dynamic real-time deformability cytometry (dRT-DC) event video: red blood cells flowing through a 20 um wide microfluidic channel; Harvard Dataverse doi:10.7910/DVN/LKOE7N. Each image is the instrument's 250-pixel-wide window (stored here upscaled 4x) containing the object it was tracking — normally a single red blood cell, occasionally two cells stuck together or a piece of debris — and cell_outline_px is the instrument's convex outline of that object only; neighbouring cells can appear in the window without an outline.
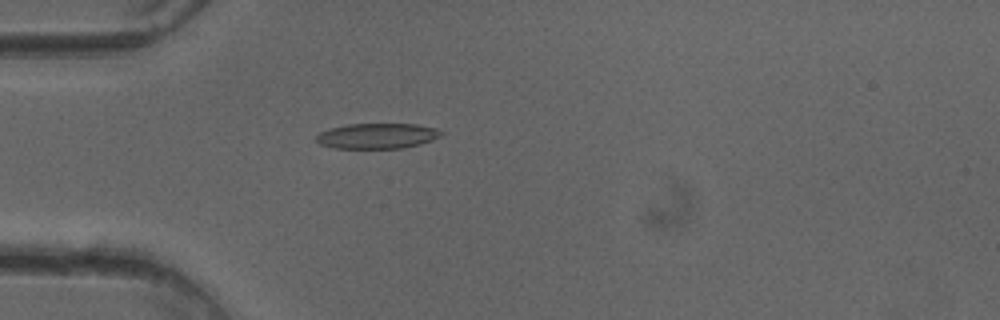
{"species": "common noctule bat (a hibernating species)", "species_latin": "Nyctalus noctula", "temperature_condition": "cold", "stored_images_in_passage": 41, "camera_frame_rate_fps": 3000, "um_per_image_px": 0.085, "animal": {"sex": "female"}, "frame": {"image": 1, "passage_image": 5, "time_ms": 1.333, "image_size_px": [1000, 320], "cell_outline_px": [[444, 132], [440, 136], [432, 140], [420, 144], [404, 148], [332, 148], [320, 144], [316, 140], [316, 136], [320, 132], [328, 128], [348, 124], [416, 124], [436, 128]], "centroid_in_image_um": [32.05, 11.55], "position_along_channel_um": 52.9, "area_um2": 18.55}}
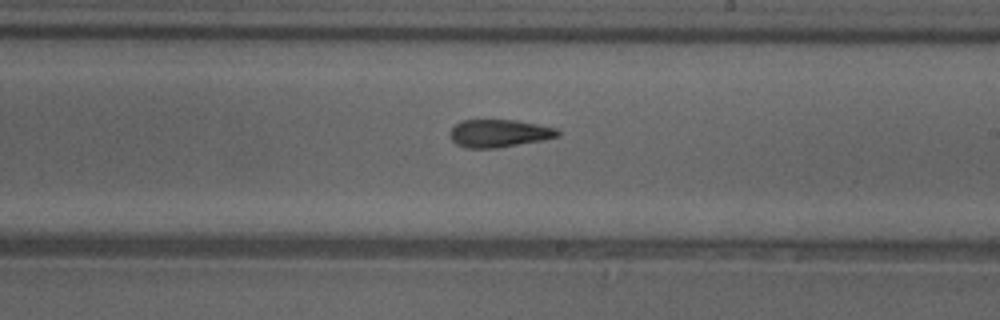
{"frame": {"image": 2, "passage_image": 20, "time_ms": 6.333, "image_size_px": [1000, 320], "cell_outline_px": [[560, 136], [544, 140], [496, 148], [464, 148], [456, 144], [452, 140], [448, 132], [456, 124], [464, 120], [516, 120], [556, 128], [560, 132]], "centroid_in_image_um": [42.41, 11.34], "position_along_channel_um": 246.6, "area_um2": 17.46}}
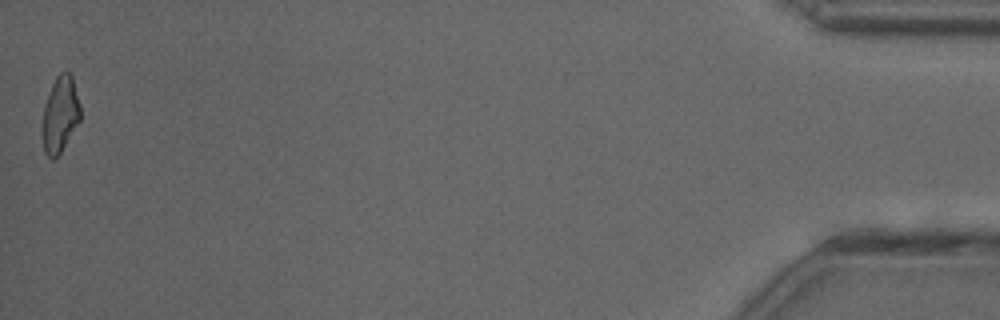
{"frame": {"image": 3, "passage_image": 41, "time_ms": 13.333, "image_size_px": [1000, 320], "cell_outline_px": [[80, 120], [60, 152], [52, 160], [44, 152], [40, 136], [40, 128], [44, 104], [52, 84], [56, 76], [60, 72], [68, 72], [72, 76], [80, 104]], "centroid_in_image_um": [5.06, 9.74], "position_along_channel_um": 430.1, "area_um2": 17.11}, "authors_computed_cell_mechanics": {"area_um2": 17.918, "velocity_mm_per_s": 4.0402, "shape_relaxation_time_tau1_ms": 7.8618, "shape_relaxation_time_tau2_ms": 3.9722, "deformation_change_tau1": 0.2089, "deformation_change_tau2": 0.1307}}